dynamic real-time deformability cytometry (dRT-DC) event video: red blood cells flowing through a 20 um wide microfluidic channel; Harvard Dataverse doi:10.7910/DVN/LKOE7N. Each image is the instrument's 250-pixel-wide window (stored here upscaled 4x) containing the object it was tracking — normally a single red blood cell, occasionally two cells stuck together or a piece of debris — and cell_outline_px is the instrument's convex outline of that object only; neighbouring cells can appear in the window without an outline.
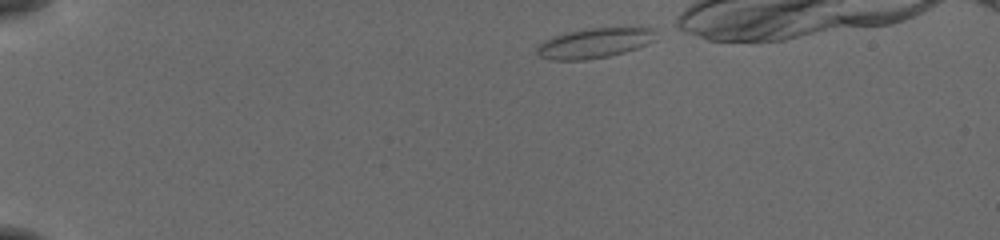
{"species": "common noctule bat (a hibernating species)", "species_latin": "Nyctalus noctula", "temperature_condition": "cold", "stored_images_in_passage": 38, "camera_frame_rate_fps": 3000, "um_per_image_px": 0.085, "animal": {"sex": "female", "body_mass_g": 19.5, "forearm_length_mm": 54.1}, "frame": {"image": 1, "passage_image": 1, "time_ms": 0.0, "image_size_px": [1000, 240], "cell_outline_px": [[656, 40], [648, 44], [624, 52], [608, 56], [584, 60], [548, 60], [540, 56], [536, 52], [536, 48], [544, 40], [552, 36], [568, 32], [588, 28], [656, 28]], "centroid_in_image_um": [50.53, 3.66], "position_along_channel_um": 34.5, "area_um2": 20.81}}
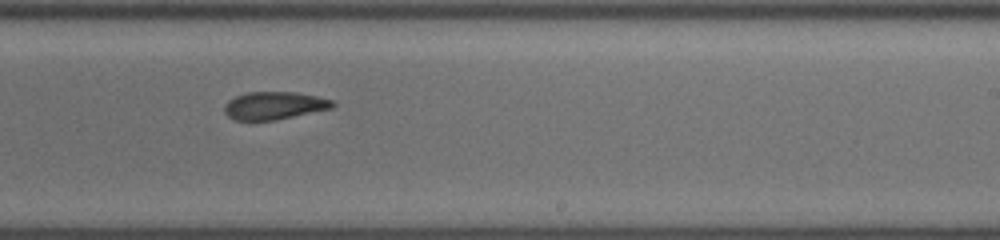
{"frame": {"image": 2, "passage_image": 25, "time_ms": 8.0, "image_size_px": [1000, 240], "cell_outline_px": [[336, 104], [332, 108], [276, 120], [236, 120], [228, 116], [224, 112], [224, 104], [228, 100], [236, 96], [248, 92], [296, 92], [336, 100]], "centroid_in_image_um": [23.33, 8.97], "position_along_channel_um": 265.7, "area_um2": 17.57}}
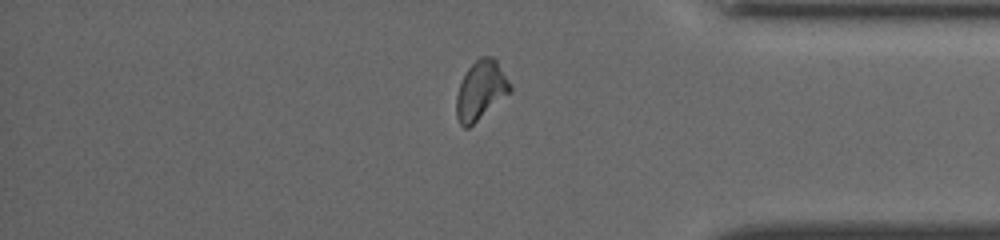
{"frame": {"image": 3, "passage_image": 36, "time_ms": 11.667, "image_size_px": [1000, 240], "cell_outline_px": [[512, 92], [468, 128], [464, 128], [460, 124], [456, 116], [456, 96], [464, 72], [480, 56], [492, 56], [496, 60], [508, 80], [512, 88]], "centroid_in_image_um": [40.86, 7.68], "position_along_channel_um": 394.3, "area_um2": 18.5}}